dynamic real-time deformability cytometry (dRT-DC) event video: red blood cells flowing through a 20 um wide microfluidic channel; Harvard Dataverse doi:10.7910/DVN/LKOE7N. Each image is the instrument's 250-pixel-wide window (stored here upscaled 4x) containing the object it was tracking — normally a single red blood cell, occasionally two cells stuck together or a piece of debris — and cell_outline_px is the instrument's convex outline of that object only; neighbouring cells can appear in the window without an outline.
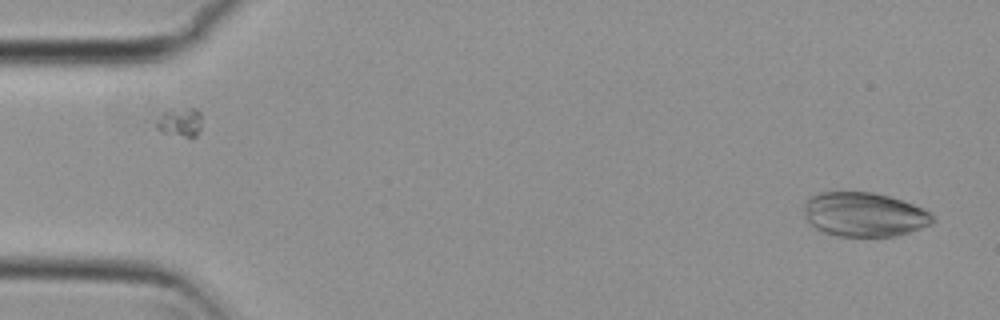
{"species": "common noctule bat (a hibernating species)", "species_latin": "Nyctalus noctula", "temperature_condition": "cold", "stored_images_in_passage": 6, "camera_frame_rate_fps": 3000, "um_per_image_px": 0.085, "animal": {"sex": "female", "body_mass_g": 29.2, "forearm_length_mm": 56.3}, "frame": {"image": 1, "passage_image": 6, "time_ms": 1.667, "image_size_px": [1000, 320], "cell_outline_px": [[936, 220], [932, 224], [896, 236], [836, 236], [824, 232], [816, 228], [808, 220], [804, 212], [804, 204], [812, 196], [820, 192], [872, 192], [888, 196], [912, 204], [932, 212]], "centroid_in_image_um": [73.49, 18.23], "position_along_channel_um": 11.5, "area_um2": 33.0}}